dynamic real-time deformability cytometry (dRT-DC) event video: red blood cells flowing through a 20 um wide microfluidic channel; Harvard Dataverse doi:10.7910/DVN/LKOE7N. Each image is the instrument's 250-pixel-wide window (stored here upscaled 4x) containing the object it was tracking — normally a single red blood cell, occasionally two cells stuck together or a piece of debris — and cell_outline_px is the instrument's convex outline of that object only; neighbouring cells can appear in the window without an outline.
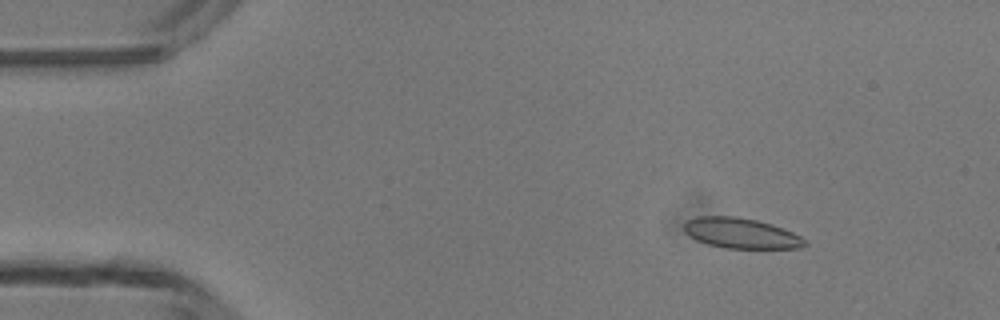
{"species": "common noctule bat (a hibernating species)", "species_latin": "Nyctalus noctula", "temperature_condition": "room temperature", "stored_images_in_passage": 4, "camera_frame_rate_fps": 3000, "um_per_image_px": 0.085, "animal": {"sex": "male", "body_mass_g": 13.3}, "frame": {"image": 1, "passage_image": 2, "time_ms": 1.0, "image_size_px": [1000, 320], "cell_outline_px": [[808, 244], [800, 248], [724, 248], [708, 244], [696, 240], [688, 236], [684, 232], [684, 224], [688, 220], [696, 216], [736, 216], [756, 220], [772, 224], [784, 228], [808, 240]], "centroid_in_image_um": [62.99, 19.82], "position_along_channel_um": 22.0, "area_um2": 21.56}}